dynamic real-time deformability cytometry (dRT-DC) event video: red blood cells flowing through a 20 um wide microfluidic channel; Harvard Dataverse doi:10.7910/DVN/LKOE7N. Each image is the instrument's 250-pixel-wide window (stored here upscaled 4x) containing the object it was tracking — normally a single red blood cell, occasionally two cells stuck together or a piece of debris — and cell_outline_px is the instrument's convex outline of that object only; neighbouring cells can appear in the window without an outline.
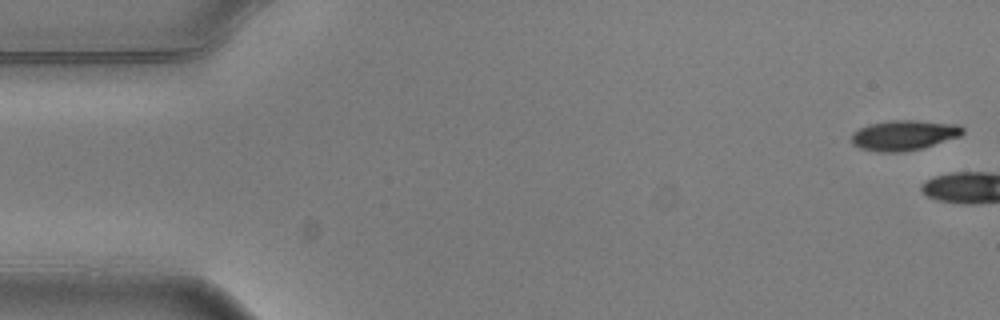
{"species": "common noctule bat (a hibernating species)", "species_latin": "Nyctalus noctula", "temperature_condition": "warm", "stored_images_in_passage": 9, "camera_frame_rate_fps": 3000, "um_per_image_px": 0.085, "animal": {"sex": "male", "body_mass_g": 20.5, "forearm_length_mm": 52.5}, "frame": {"image": 1, "passage_image": 1, "time_ms": 0.0, "image_size_px": [1000, 320], "cell_outline_px": [[964, 132], [960, 136], [920, 148], [904, 152], [880, 152], [860, 148], [852, 144], [852, 132], [868, 124], [888, 120], [916, 120], [960, 124], [964, 128]], "centroid_in_image_um": [76.83, 11.48], "position_along_channel_um": 8.2, "area_um2": 19.59}}
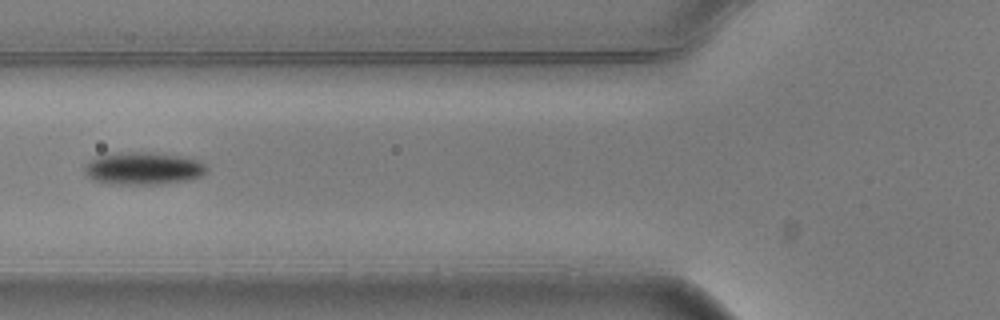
{"frame": {"image": 2, "passage_image": 7, "time_ms": 2.0, "image_size_px": [1000, 320], "cell_outline_px": [[208, 168], [200, 176], [184, 180], [160, 184], [108, 184], [92, 180], [84, 172], [84, 164], [96, 156], [120, 152], [152, 152], [180, 156], [196, 160], [204, 164]], "centroid_in_image_um": [12.09, 14.31], "position_along_channel_um": 113.7, "area_um2": 23.12}}
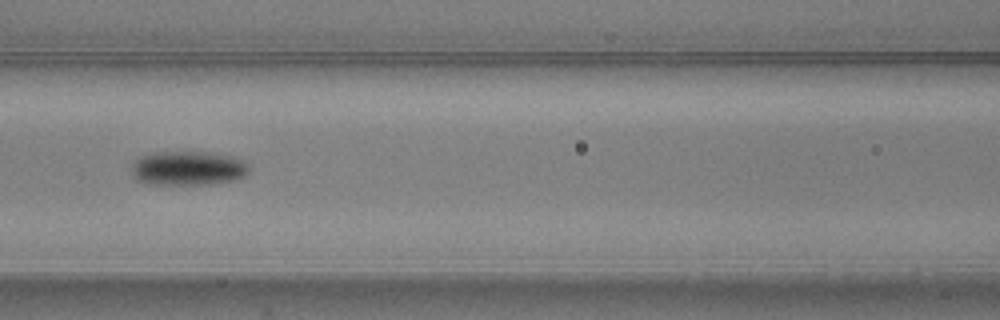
{"frame": {"image": 3, "passage_image": 8, "time_ms": 2.333, "image_size_px": [1000, 320], "cell_outline_px": [[248, 172], [244, 176], [232, 180], [212, 184], [152, 184], [140, 180], [132, 172], [132, 164], [140, 156], [148, 152], [212, 152], [232, 156], [244, 160], [248, 164]], "centroid_in_image_um": [16.01, 14.28], "position_along_channel_um": 150.6, "area_um2": 23.41}}